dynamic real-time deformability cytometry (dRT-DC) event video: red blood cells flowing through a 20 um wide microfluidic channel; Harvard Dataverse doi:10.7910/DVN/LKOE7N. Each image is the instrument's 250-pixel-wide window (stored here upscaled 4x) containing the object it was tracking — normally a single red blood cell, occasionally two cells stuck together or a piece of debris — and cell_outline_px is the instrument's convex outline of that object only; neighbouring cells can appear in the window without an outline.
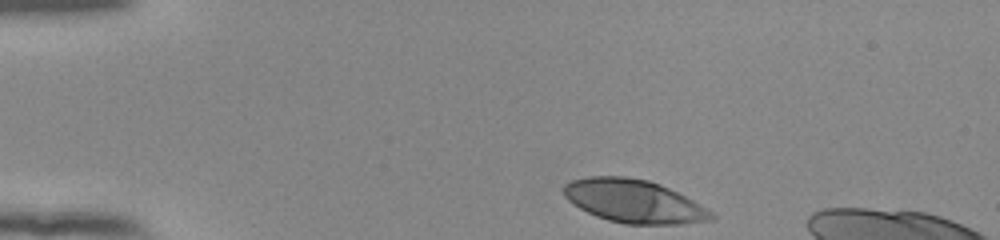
{"species": "human", "species_latin": "Homo sapiens", "temperature_condition": "room temperature", "stored_images_in_passage": 36, "camera_frame_rate_fps": 3000, "um_per_image_px": 0.085, "donor": {"sex": "female"}, "frame": {"image": 1, "passage_image": 1, "time_ms": 0.0, "image_size_px": [1000, 240], "cell_outline_px": [[716, 216], [712, 220], [680, 224], [624, 224], [608, 220], [596, 216], [580, 208], [568, 200], [564, 196], [560, 188], [564, 184], [572, 180], [588, 176], [624, 176], [648, 180], [660, 184], [692, 200], [712, 212]], "centroid_in_image_um": [53.83, 17.1], "position_along_channel_um": 31.2, "area_um2": 37.05}}
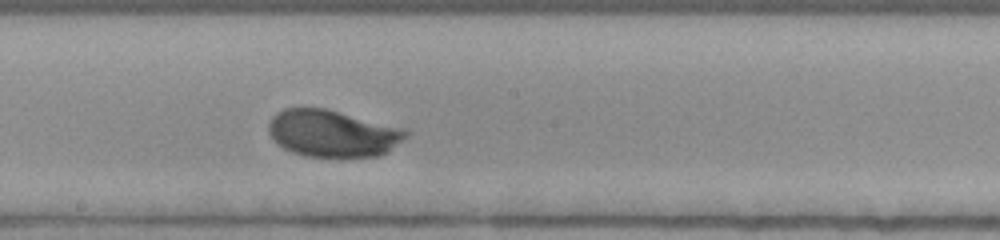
{"frame": {"image": 2, "passage_image": 21, "time_ms": 6.667, "image_size_px": [1000, 240], "cell_outline_px": [[412, 132], [408, 136], [388, 152], [380, 156], [304, 156], [292, 152], [284, 148], [272, 140], [268, 132], [268, 124], [272, 116], [276, 112], [284, 108], [324, 108], [408, 128]], "centroid_in_image_um": [28.3, 11.33], "position_along_channel_um": 219.9, "area_um2": 37.97}}
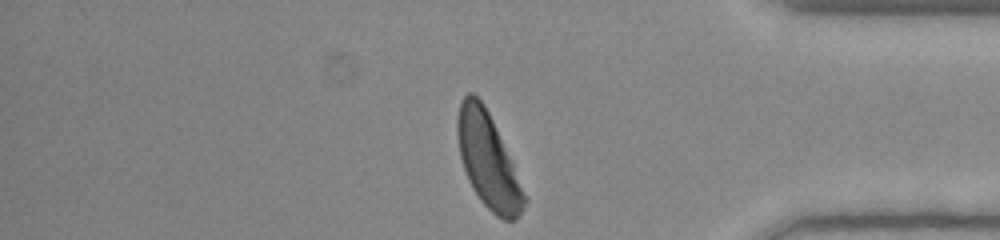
{"frame": {"image": 3, "passage_image": 36, "time_ms": 11.667, "image_size_px": [1000, 240], "cell_outline_px": [[528, 200], [524, 208], [516, 220], [504, 220], [496, 216], [480, 200], [472, 188], [468, 180], [460, 156], [456, 132], [456, 120], [460, 100], [468, 92], [472, 92], [484, 104], [492, 120], [512, 164]], "centroid_in_image_um": [41.46, 13.66], "position_along_channel_um": 393.7, "area_um2": 36.47}, "authors_computed_cell_mechanics": {"area_um2": 37.1365, "velocity_mm_per_s": 3.8662, "shape_relaxation_time_tau1_ms": 2.2737, "shape_relaxation_time_tau2_ms": null, "deformation_change_tau1": 0.1658, "deformation_change_tau2": null}}